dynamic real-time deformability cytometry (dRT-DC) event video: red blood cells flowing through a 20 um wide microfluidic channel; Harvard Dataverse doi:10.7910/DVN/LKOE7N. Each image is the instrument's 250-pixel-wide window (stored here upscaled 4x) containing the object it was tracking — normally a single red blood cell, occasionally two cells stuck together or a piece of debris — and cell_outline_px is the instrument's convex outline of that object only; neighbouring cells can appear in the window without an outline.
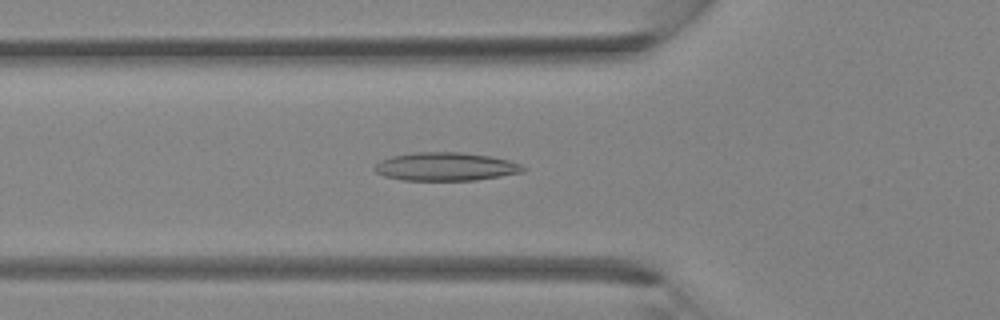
{"species": "Egyptian fruit bat (a non-hibernating species)", "species_latin": "Rousettus aegyptiacus", "temperature_condition": "room temperature", "stored_images_in_passage": 39, "camera_frame_rate_fps": 3000, "um_per_image_px": 0.085, "animal": {"sex": "female"}, "frame": {"image": 1, "passage_image": 14, "time_ms": 4.333, "image_size_px": [1000, 320], "cell_outline_px": [[528, 168], [524, 172], [476, 180], [404, 180], [384, 176], [376, 172], [372, 168], [380, 160], [392, 156], [416, 152], [460, 152], [492, 156], [508, 160], [520, 164]], "centroid_in_image_um": [37.9, 14.16], "position_along_channel_um": 87.9, "area_um2": 24.57}}
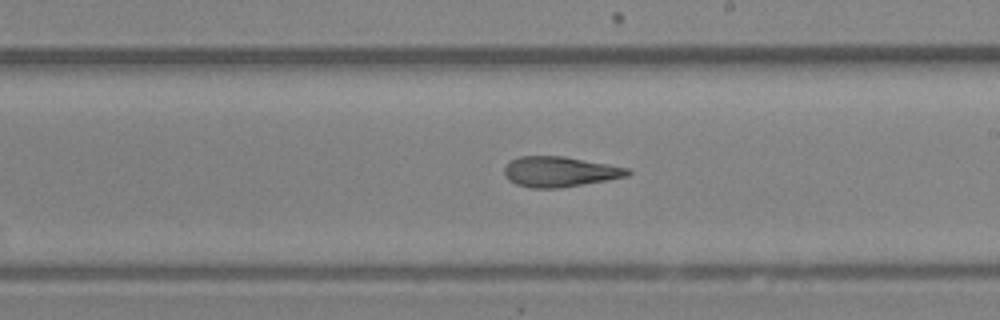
{"frame": {"image": 2, "passage_image": 23, "time_ms": 7.333, "image_size_px": [1000, 320], "cell_outline_px": [[632, 172], [628, 176], [608, 180], [560, 188], [532, 188], [516, 184], [508, 180], [504, 176], [504, 168], [508, 160], [520, 156], [564, 156], [608, 164], [628, 168]], "centroid_in_image_um": [47.55, 14.59], "position_along_channel_um": 241.5, "area_um2": 21.96}}
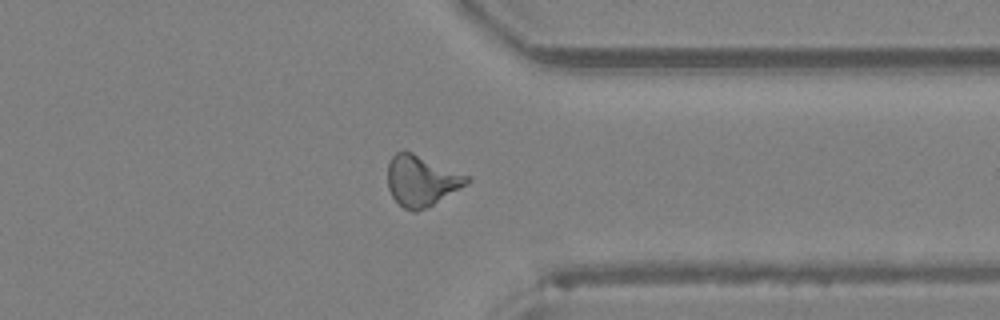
{"frame": {"image": 3, "passage_image": 31, "time_ms": 10.0, "image_size_px": [1000, 320], "cell_outline_px": [[472, 180], [468, 184], [432, 204], [416, 212], [412, 212], [404, 208], [392, 196], [388, 188], [388, 164], [392, 156], [396, 152], [404, 148], [472, 176]], "centroid_in_image_um": [35.85, 15.31], "position_along_channel_um": 375.6, "area_um2": 23.76}}